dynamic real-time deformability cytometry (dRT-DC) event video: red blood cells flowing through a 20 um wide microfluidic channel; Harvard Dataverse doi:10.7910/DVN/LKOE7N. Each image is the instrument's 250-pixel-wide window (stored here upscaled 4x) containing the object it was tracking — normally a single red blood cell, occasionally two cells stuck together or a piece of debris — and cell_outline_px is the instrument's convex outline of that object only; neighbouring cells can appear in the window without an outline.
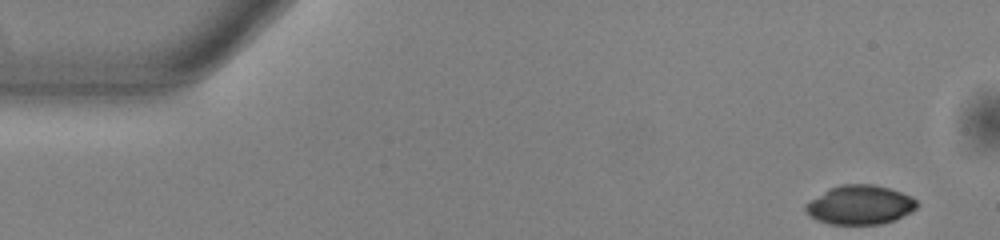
{"species": "common noctule bat (a hibernating species)", "species_latin": "Nyctalus noctula", "temperature_condition": "warm", "stored_images_in_passage": 51, "camera_frame_rate_fps": 3000, "um_per_image_px": 0.085, "animal": {"sex": "male", "body_mass_g": 13.0, "forearm_length_mm": 53.1}, "frame": {"image": 1, "passage_image": 1, "time_ms": 0.0, "image_size_px": [1000, 240], "cell_outline_px": [[920, 204], [912, 212], [896, 220], [880, 224], [828, 224], [816, 220], [808, 216], [804, 208], [804, 204], [828, 188], [840, 184], [872, 184], [888, 188], [900, 192], [916, 200]], "centroid_in_image_um": [73.06, 17.42], "position_along_channel_um": 11.9, "area_um2": 25.66}}
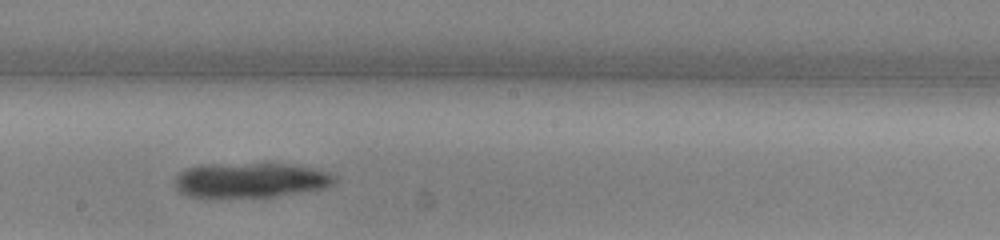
{"frame": {"image": 2, "passage_image": 27, "time_ms": 8.667, "image_size_px": [1000, 240], "cell_outline_px": [[336, 180], [332, 184], [324, 188], [300, 192], [272, 196], [188, 196], [180, 192], [176, 188], [176, 176], [180, 172], [188, 168], [200, 164], [292, 164], [328, 172], [336, 176]], "centroid_in_image_um": [21.3, 15.29], "position_along_channel_um": 226.9, "area_um2": 31.85}}
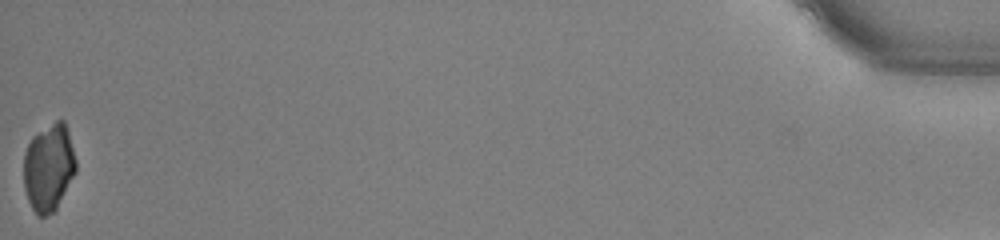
{"frame": {"image": 3, "passage_image": 51, "time_ms": 16.667, "image_size_px": [1000, 240], "cell_outline_px": [[76, 172], [56, 208], [52, 212], [44, 216], [36, 216], [28, 200], [24, 188], [24, 152], [32, 136], [56, 120], [64, 120], [68, 132], [76, 160]], "centroid_in_image_um": [4.13, 14.24], "position_along_channel_um": 431.1, "area_um2": 26.47}}